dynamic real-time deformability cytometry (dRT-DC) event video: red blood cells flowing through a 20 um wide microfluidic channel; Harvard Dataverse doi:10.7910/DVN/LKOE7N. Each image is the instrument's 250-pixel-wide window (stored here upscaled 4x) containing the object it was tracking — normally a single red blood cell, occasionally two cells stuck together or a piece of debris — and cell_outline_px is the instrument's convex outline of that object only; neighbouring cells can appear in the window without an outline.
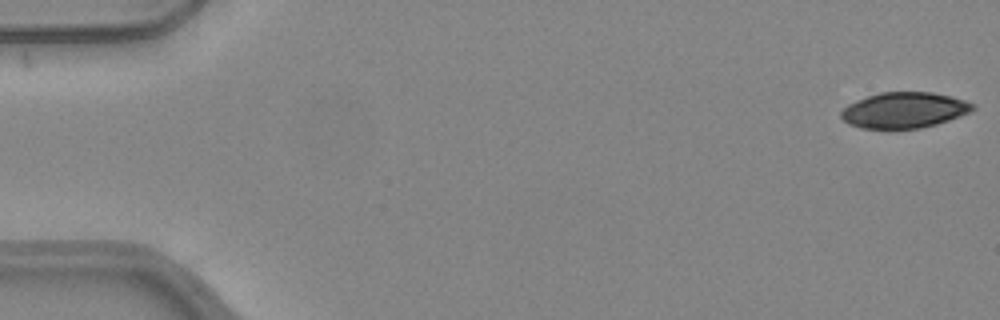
{"species": "common noctule bat (a hibernating species)", "species_latin": "Nyctalus noctula", "temperature_condition": "warm", "stored_images_in_passage": 46, "camera_frame_rate_fps": 3000, "um_per_image_px": 0.085, "animal": {"sex": "female", "body_mass_g": 24.6, "forearm_length_mm": 56.2}, "frame": {"image": 1, "passage_image": 1, "time_ms": 0.0, "image_size_px": [1000, 320], "cell_outline_px": [[976, 108], [972, 112], [936, 124], [920, 128], [888, 132], [860, 128], [848, 124], [840, 116], [840, 112], [848, 104], [856, 100], [880, 92], [932, 92], [952, 96], [976, 104]], "centroid_in_image_um": [76.84, 9.4], "position_along_channel_um": 8.2, "area_um2": 28.38}}
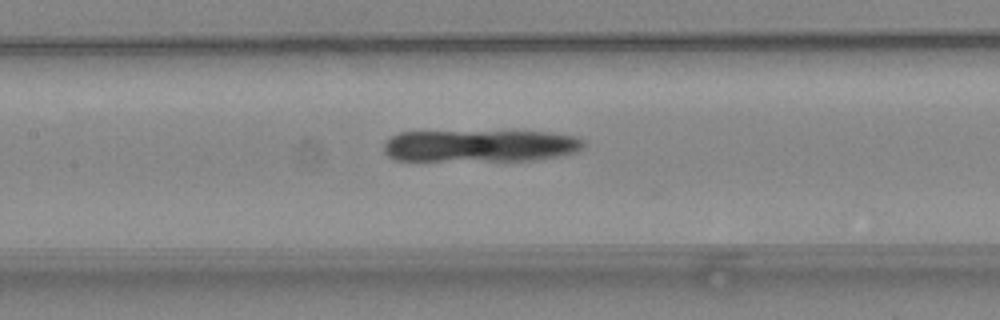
{"frame": {"image": 2, "passage_image": 24, "time_ms": 7.667, "image_size_px": [1000, 320], "cell_outline_px": [[588, 144], [576, 152], [560, 156], [532, 160], [396, 160], [388, 156], [384, 152], [384, 144], [392, 136], [400, 132], [552, 132], [576, 136], [584, 140]], "centroid_in_image_um": [40.88, 12.39], "position_along_channel_um": 166.5, "area_um2": 37.28}}
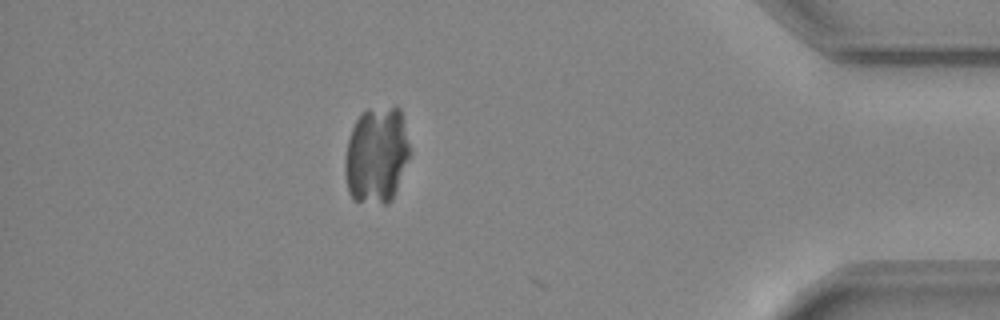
{"frame": {"image": 3, "passage_image": 45, "time_ms": 14.667, "image_size_px": [1000, 320], "cell_outline_px": [[412, 152], [392, 200], [388, 204], [384, 204], [352, 200], [348, 192], [344, 172], [344, 156], [348, 136], [360, 112], [368, 108], [396, 104], [400, 108], [404, 120]], "centroid_in_image_um": [32.01, 13.14], "position_along_channel_um": 403.2, "area_um2": 37.8}}